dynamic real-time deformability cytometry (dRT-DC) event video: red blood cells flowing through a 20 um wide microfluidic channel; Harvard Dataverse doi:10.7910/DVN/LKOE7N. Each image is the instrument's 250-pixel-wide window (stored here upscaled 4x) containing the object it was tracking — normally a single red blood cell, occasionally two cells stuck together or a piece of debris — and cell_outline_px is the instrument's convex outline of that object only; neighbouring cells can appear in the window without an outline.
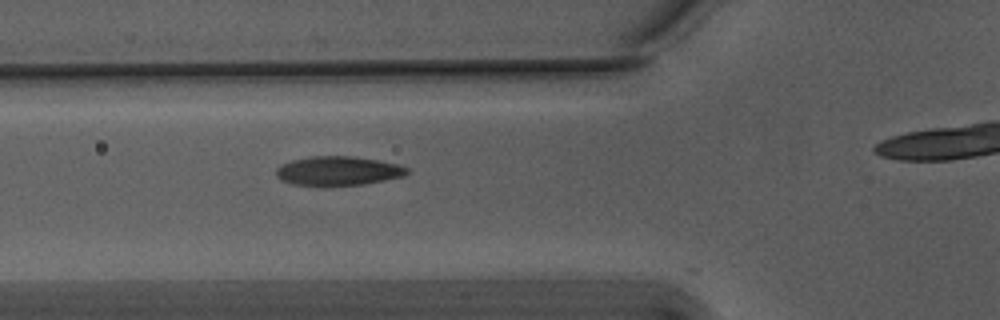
{"species": "Egyptian fruit bat (a non-hibernating species)", "species_latin": "Rousettus aegyptiacus", "temperature_condition": "warm", "stored_images_in_passage": 27, "camera_frame_rate_fps": 3000, "um_per_image_px": 0.085, "animal": {"sex": "male"}, "frame": {"image": 1, "passage_image": 2, "time_ms": 0.333, "image_size_px": [1000, 320], "cell_outline_px": [[408, 172], [404, 176], [364, 184], [328, 188], [324, 188], [292, 184], [280, 180], [276, 176], [276, 168], [280, 164], [292, 160], [312, 156], [352, 156], [380, 160], [396, 164], [408, 168]], "centroid_in_image_um": [28.68, 14.56], "position_along_channel_um": 97.1, "area_um2": 22.95}}
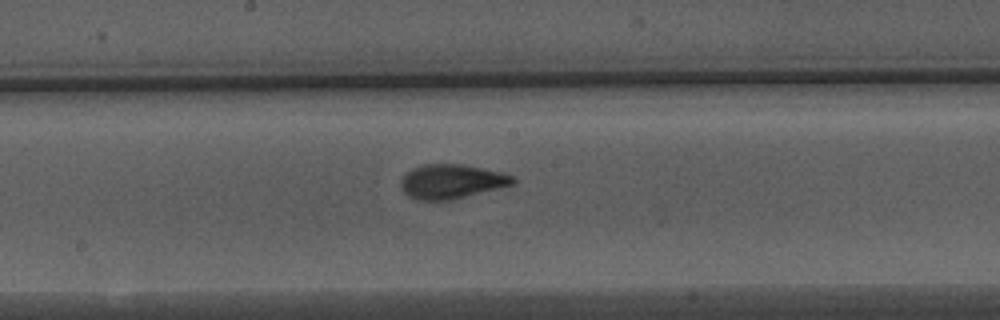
{"frame": {"image": 2, "passage_image": 11, "time_ms": 3.333, "image_size_px": [1000, 320], "cell_outline_px": [[516, 184], [448, 200], [416, 200], [408, 196], [404, 192], [400, 184], [404, 176], [412, 168], [420, 164], [464, 164], [500, 172], [512, 176], [516, 180]], "centroid_in_image_um": [38.37, 15.42], "position_along_channel_um": 209.8, "area_um2": 22.25}}
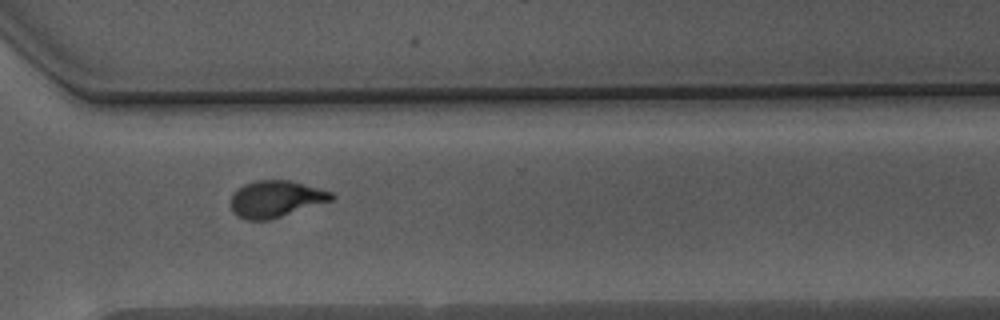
{"frame": {"image": 3, "passage_image": 22, "time_ms": 7.0, "image_size_px": [1000, 320], "cell_outline_px": [[336, 196], [332, 200], [272, 220], [244, 220], [236, 216], [232, 212], [232, 196], [244, 184], [256, 180], [292, 180], [332, 192]], "centroid_in_image_um": [23.46, 16.92], "position_along_channel_um": 347.1, "area_um2": 21.62}}